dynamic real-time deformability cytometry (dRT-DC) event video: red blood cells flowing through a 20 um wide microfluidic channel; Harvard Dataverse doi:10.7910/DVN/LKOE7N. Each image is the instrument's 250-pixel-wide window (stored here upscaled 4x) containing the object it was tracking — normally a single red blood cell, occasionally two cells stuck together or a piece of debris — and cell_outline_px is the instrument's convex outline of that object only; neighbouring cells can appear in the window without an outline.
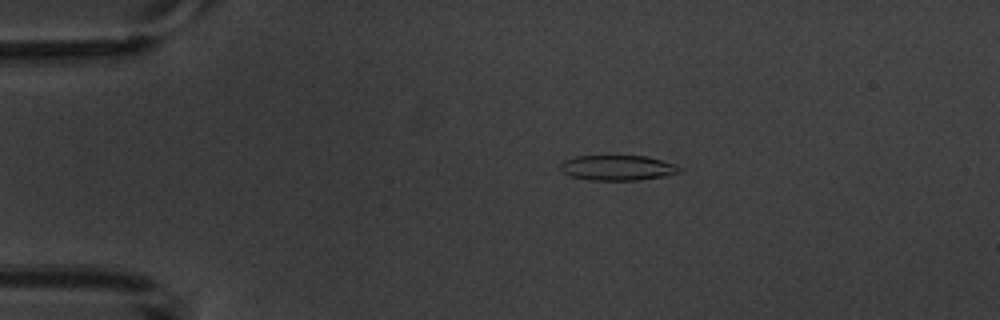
{"species": "common noctule bat (a hibernating species)", "species_latin": "Nyctalus noctula", "temperature_condition": "warm", "stored_images_in_passage": 8, "camera_frame_rate_fps": 3000, "um_per_image_px": 0.085, "animal": {"sex": "male", "body_mass_g": 20.1, "forearm_length_mm": 53.5}, "frame": {"image": 1, "passage_image": 3, "time_ms": 2.333, "image_size_px": [1000, 320], "cell_outline_px": [[684, 168], [680, 172], [664, 176], [636, 180], [592, 180], [572, 176], [564, 172], [560, 168], [560, 164], [564, 160], [576, 156], [648, 156], [676, 164]], "centroid_in_image_um": [52.54, 14.25], "position_along_channel_um": 32.5, "area_um2": 17.46}}
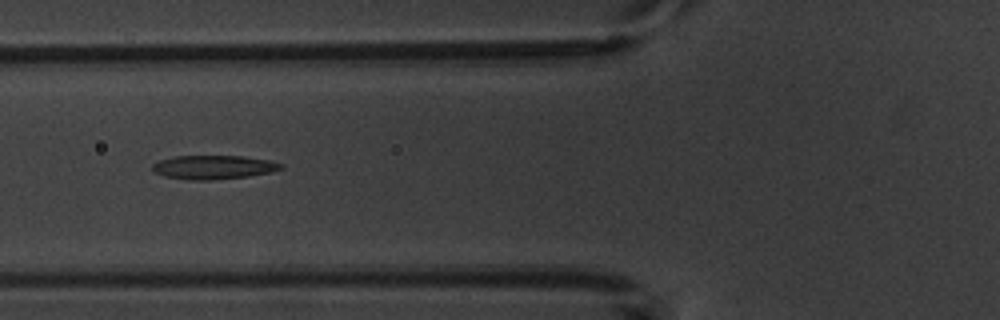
{"frame": {"image": 2, "passage_image": 6, "time_ms": 5.667, "image_size_px": [1000, 320], "cell_outline_px": [[284, 168], [272, 172], [248, 176], [212, 180], [192, 180], [164, 176], [156, 172], [152, 168], [152, 164], [160, 160], [176, 156], [244, 156], [268, 160], [284, 164]], "centroid_in_image_um": [18.19, 14.21], "position_along_channel_um": 107.6, "area_um2": 17.8}}
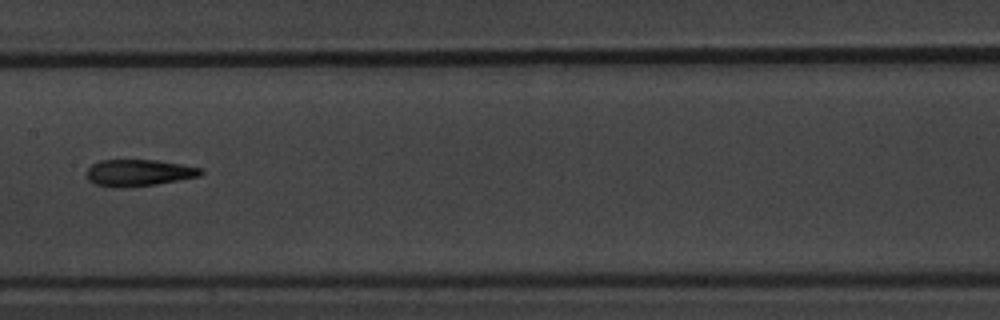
{"frame": {"image": 3, "passage_image": 8, "time_ms": 8.0, "image_size_px": [1000, 320], "cell_outline_px": [[204, 172], [200, 176], [180, 180], [156, 184], [120, 188], [112, 188], [96, 184], [88, 180], [88, 168], [92, 164], [100, 160], [156, 160], [204, 168]], "centroid_in_image_um": [11.82, 14.69], "position_along_channel_um": 195.6, "area_um2": 17.8}}